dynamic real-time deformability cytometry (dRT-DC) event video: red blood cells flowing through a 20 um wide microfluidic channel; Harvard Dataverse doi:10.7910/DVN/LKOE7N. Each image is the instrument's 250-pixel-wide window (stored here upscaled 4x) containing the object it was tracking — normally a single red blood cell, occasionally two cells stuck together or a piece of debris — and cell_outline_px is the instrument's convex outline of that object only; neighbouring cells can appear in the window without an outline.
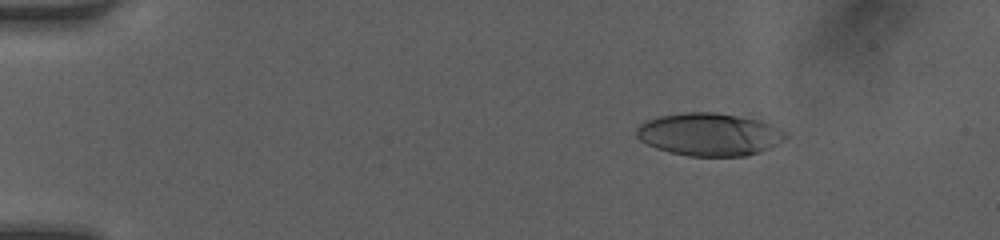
{"species": "human", "species_latin": "Homo sapiens", "temperature_condition": "room temperature", "stored_images_in_passage": 49, "camera_frame_rate_fps": 3000, "um_per_image_px": 0.085, "donor": {"sex": "female"}, "frame": {"image": 1, "passage_image": 8, "time_ms": 2.333, "image_size_px": [1000, 240], "cell_outline_px": [[788, 136], [784, 140], [760, 152], [744, 156], [688, 156], [668, 152], [656, 148], [640, 140], [636, 136], [636, 128], [640, 124], [648, 120], [660, 116], [684, 112], [716, 112], [760, 120], [784, 132]], "centroid_in_image_um": [60.26, 11.43], "position_along_channel_um": 24.7, "area_um2": 36.93}}
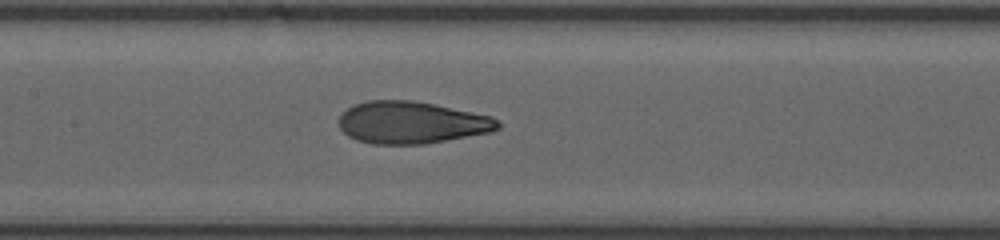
{"frame": {"image": 2, "passage_image": 25, "time_ms": 8.0, "image_size_px": [1000, 240], "cell_outline_px": [[500, 128], [492, 132], [424, 144], [372, 144], [356, 140], [348, 136], [340, 128], [340, 116], [352, 104], [368, 100], [412, 100], [492, 116], [500, 120]], "centroid_in_image_um": [34.99, 10.42], "position_along_channel_um": 172.4, "area_um2": 39.07}}
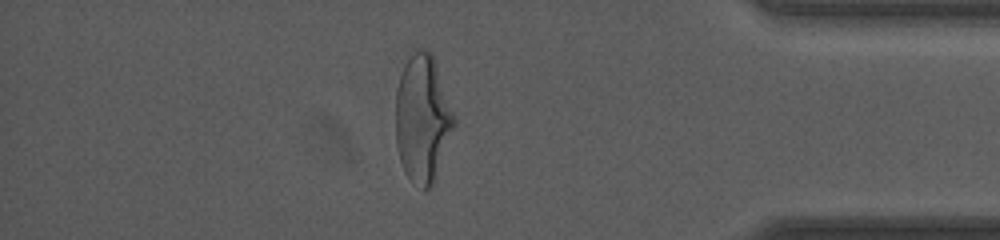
{"frame": {"image": 3, "passage_image": 43, "time_ms": 14.0, "image_size_px": [1000, 240], "cell_outline_px": [[456, 124], [436, 176], [432, 184], [428, 188], [424, 188], [408, 176], [404, 172], [400, 160], [396, 144], [396, 92], [400, 76], [404, 64], [416, 48], [424, 48], [432, 52], [456, 120]], "centroid_in_image_um": [35.92, 10.03], "position_along_channel_um": 399.3, "area_um2": 43.06}, "authors_computed_cell_mechanics": {"area_um2": 38.4948, "velocity_mm_per_s": 4.2506, "shape_relaxation_time_tau1_ms": 4.4885, "shape_relaxation_time_tau2_ms": 0.8169, "deformation_change_tau1": 0.2166, "deformation_change_tau2": 0.0861}}